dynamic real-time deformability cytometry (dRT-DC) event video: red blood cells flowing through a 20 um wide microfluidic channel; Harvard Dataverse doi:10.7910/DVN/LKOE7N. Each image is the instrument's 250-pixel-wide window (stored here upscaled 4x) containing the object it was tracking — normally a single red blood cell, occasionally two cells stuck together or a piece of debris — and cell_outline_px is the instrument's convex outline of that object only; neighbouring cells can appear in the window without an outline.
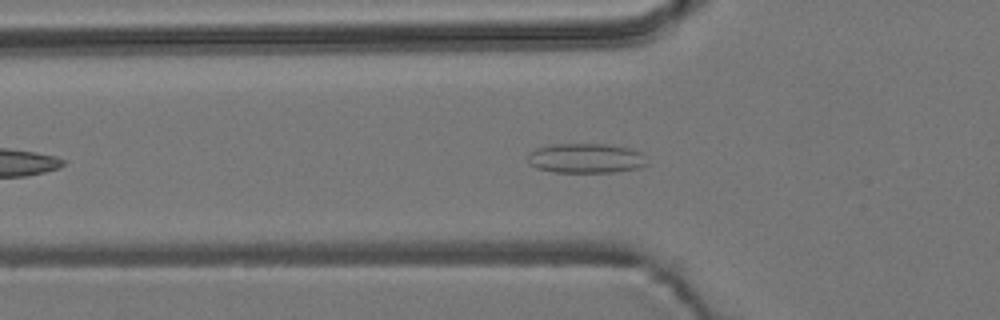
{"species": "common noctule bat (a hibernating species)", "species_latin": "Nyctalus noctula", "temperature_condition": "room temperature", "stored_images_in_passage": 44, "camera_frame_rate_fps": 3000, "um_per_image_px": 0.085, "animal": {"sex": "male", "body_mass_g": 19.2, "forearm_length_mm": 51.8}, "frame": {"image": 1, "passage_image": 10, "time_ms": 3.0, "image_size_px": [1000, 320], "cell_outline_px": [[648, 164], [640, 168], [612, 172], [552, 172], [536, 168], [528, 164], [528, 152], [536, 148], [552, 144], [608, 144], [632, 148], [640, 152]], "centroid_in_image_um": [49.77, 13.45], "position_along_channel_um": 76.0, "area_um2": 20.87}}
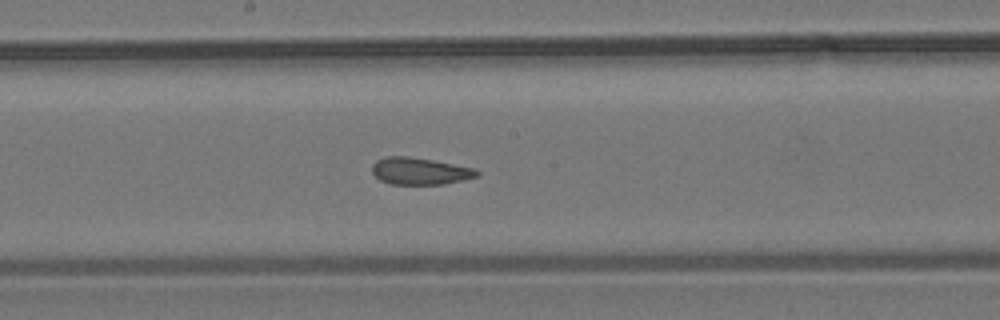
{"frame": {"image": 2, "passage_image": 21, "time_ms": 6.667, "image_size_px": [1000, 320], "cell_outline_px": [[480, 176], [464, 180], [444, 184], [392, 184], [380, 180], [372, 172], [372, 164], [376, 160], [384, 156], [408, 156], [432, 160], [472, 168], [480, 172]], "centroid_in_image_um": [35.67, 14.54], "position_along_channel_um": 212.5, "area_um2": 16.47}}
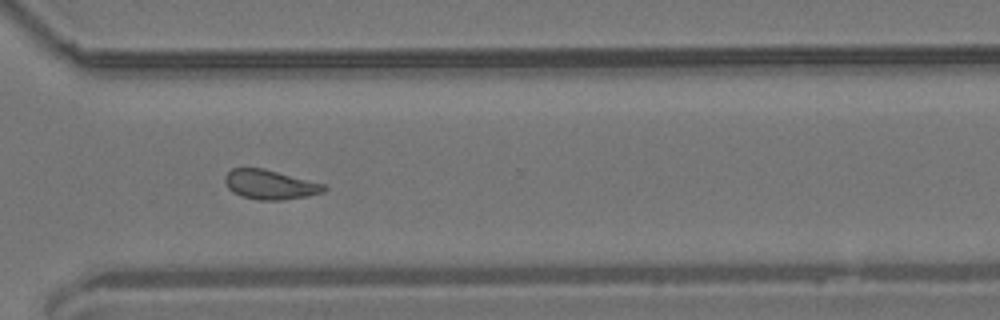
{"frame": {"image": 3, "passage_image": 32, "time_ms": 10.333, "image_size_px": [1000, 320], "cell_outline_px": [[328, 188], [324, 192], [308, 196], [280, 200], [260, 200], [240, 196], [232, 192], [228, 188], [224, 180], [224, 176], [232, 168], [264, 168], [328, 184]], "centroid_in_image_um": [22.99, 15.68], "position_along_channel_um": 347.6, "area_um2": 17.34}, "authors_computed_cell_mechanics": {"area_um2": 17.5712, "velocity_mm_per_s": 3.6996, "shape_relaxation_time_tau1_ms": null, "shape_relaxation_time_tau2_ms": 2.2441, "deformation_change_tau1": null, "deformation_change_tau2": 0.0975}}